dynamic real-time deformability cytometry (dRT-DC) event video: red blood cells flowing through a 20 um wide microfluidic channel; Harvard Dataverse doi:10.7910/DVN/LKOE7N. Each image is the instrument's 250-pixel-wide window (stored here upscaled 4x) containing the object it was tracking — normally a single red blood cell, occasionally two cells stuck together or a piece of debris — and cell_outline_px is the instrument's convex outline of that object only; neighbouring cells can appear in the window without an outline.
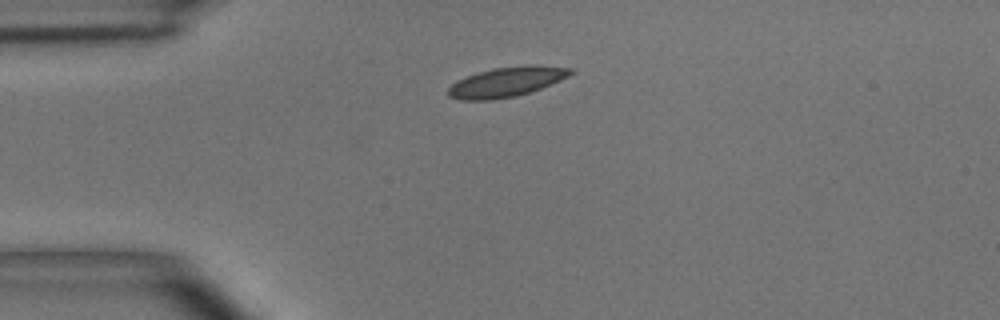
{"species": "common noctule bat (a hibernating species)", "species_latin": "Nyctalus noctula", "temperature_condition": "room temperature", "stored_images_in_passage": 6, "camera_frame_rate_fps": 3000, "um_per_image_px": 0.085, "animal": {"sex": "male", "body_mass_g": 15.6}, "frame": {"image": 1, "passage_image": 2, "time_ms": 1.0, "image_size_px": [1000, 320], "cell_outline_px": [[576, 72], [560, 80], [540, 88], [516, 96], [492, 100], [460, 100], [448, 96], [448, 88], [456, 80], [492, 68], [524, 64], [536, 64], [572, 68]], "centroid_in_image_um": [43.07, 6.94], "position_along_channel_um": 41.9, "area_um2": 21.39}}
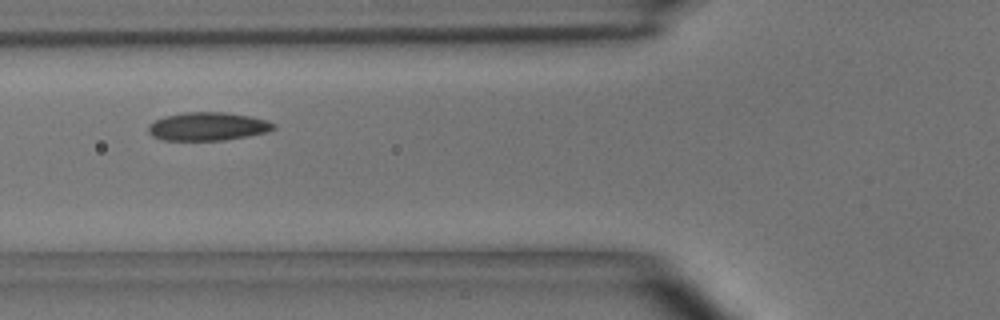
{"frame": {"image": 2, "passage_image": 4, "time_ms": 3.333, "image_size_px": [1000, 320], "cell_outline_px": [[276, 128], [268, 132], [248, 136], [224, 140], [164, 140], [152, 136], [148, 132], [148, 124], [164, 116], [184, 112], [224, 112], [248, 116], [268, 120], [276, 124]], "centroid_in_image_um": [17.67, 10.74], "position_along_channel_um": 108.1, "area_um2": 20.75}}